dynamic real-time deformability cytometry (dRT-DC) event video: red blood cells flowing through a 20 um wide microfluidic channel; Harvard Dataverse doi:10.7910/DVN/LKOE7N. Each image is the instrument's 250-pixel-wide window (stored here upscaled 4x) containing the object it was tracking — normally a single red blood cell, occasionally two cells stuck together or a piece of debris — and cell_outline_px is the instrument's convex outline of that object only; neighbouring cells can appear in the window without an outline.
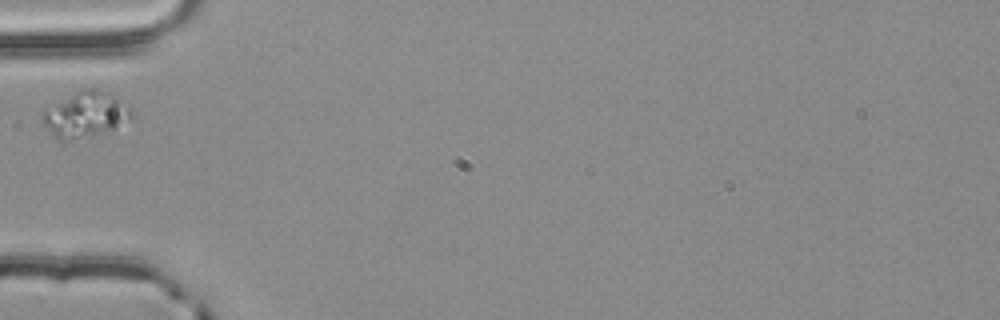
{"species": "common noctule bat (a hibernating species)", "species_latin": "Nyctalus noctula", "temperature_condition": "room temperature", "stored_images_in_passage": 38, "camera_frame_rate_fps": 3000, "um_per_image_px": 0.085, "animal": {"sex": "male", "body_mass_g": 20.4}, "frame": {"image": 1, "passage_image": 1, "time_ms": 0.0, "image_size_px": [1000, 320], "cell_outline_px": [[136, 112], [132, 116], [112, 128], [64, 140], [60, 140], [40, 120], [40, 112], [44, 108], [84, 88], [96, 88], [104, 92]], "centroid_in_image_um": [7.17, 9.69], "position_along_channel_um": 77.8, "area_um2": 22.31}}
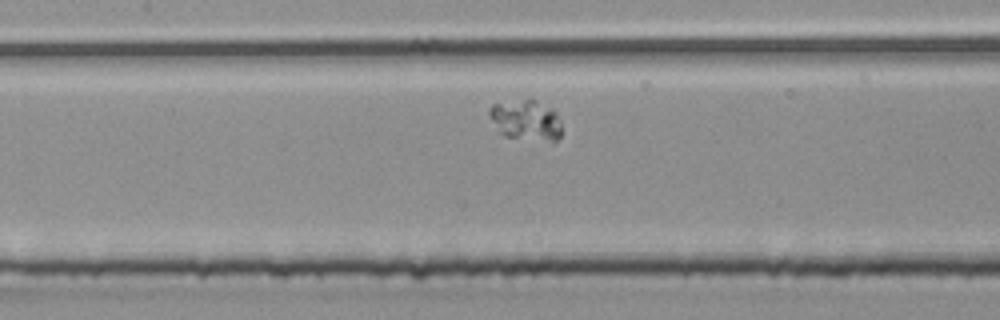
{"frame": {"image": 2, "passage_image": 8, "time_ms": 2.333, "image_size_px": [1000, 320], "cell_outline_px": [[560, 136], [552, 144], [504, 136], [500, 132], [488, 112], [488, 108], [492, 104], [524, 100], [536, 100], [552, 108], [556, 112], [560, 120]], "centroid_in_image_um": [44.76, 10.26], "position_along_channel_um": 162.6, "area_um2": 17.22}}
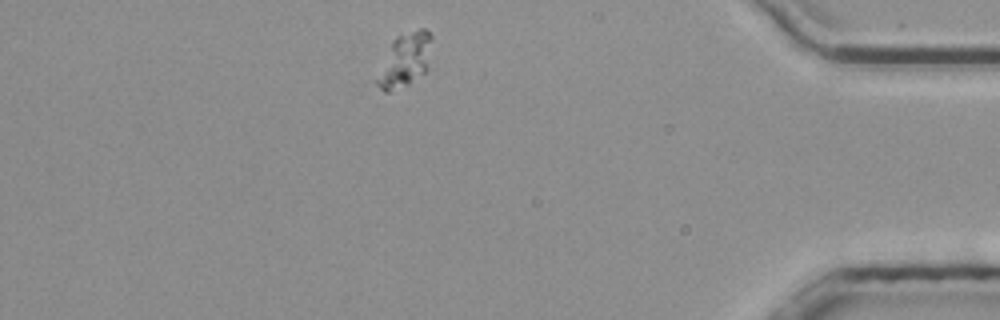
{"frame": {"image": 3, "passage_image": 31, "time_ms": 10.0, "image_size_px": [1000, 320], "cell_outline_px": [[432, 36], [428, 68], [424, 72], [408, 84], [388, 92], [384, 92], [376, 84], [376, 80], [392, 40], [396, 36], [420, 28], [424, 28]], "centroid_in_image_um": [34.44, 5.08], "position_along_channel_um": 400.8, "area_um2": 16.76}}